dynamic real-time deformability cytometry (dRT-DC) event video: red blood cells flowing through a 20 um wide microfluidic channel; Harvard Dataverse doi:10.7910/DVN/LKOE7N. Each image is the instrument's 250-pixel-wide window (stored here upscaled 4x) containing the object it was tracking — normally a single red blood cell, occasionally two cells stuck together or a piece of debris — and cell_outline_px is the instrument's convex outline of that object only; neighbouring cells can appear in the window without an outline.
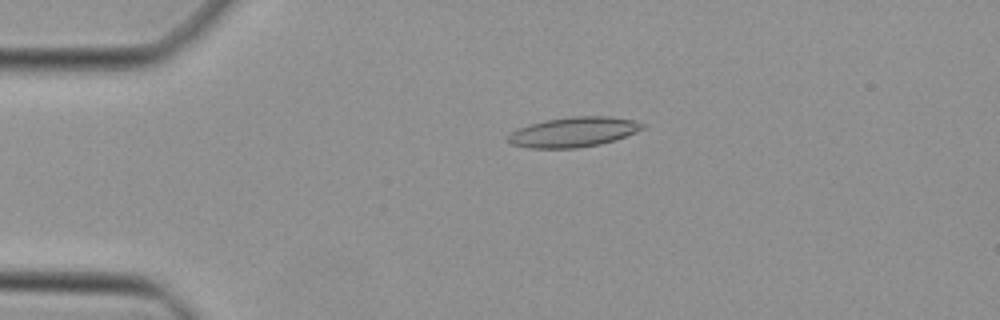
{"species": "Egyptian fruit bat (a non-hibernating species)", "species_latin": "Rousettus aegyptiacus", "temperature_condition": "cold", "stored_images_in_passage": 38, "camera_frame_rate_fps": 3000, "um_per_image_px": 0.085, "animal": {"sex": "female"}, "frame": {"image": 1, "passage_image": 1, "time_ms": 0.0, "image_size_px": [1000, 320], "cell_outline_px": [[644, 128], [636, 132], [616, 140], [600, 144], [576, 148], [528, 148], [512, 144], [504, 140], [508, 132], [528, 124], [544, 120], [572, 116], [608, 116], [632, 120], [644, 124]], "centroid_in_image_um": [48.67, 11.22], "position_along_channel_um": 36.3, "area_um2": 23.7}}
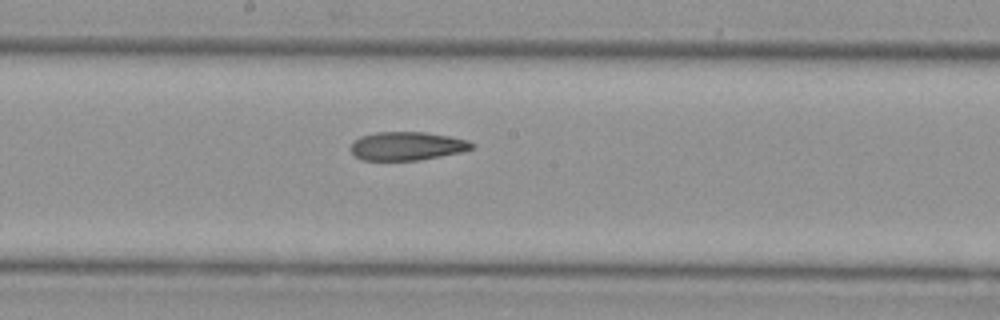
{"frame": {"image": 2, "passage_image": 16, "time_ms": 5.0, "image_size_px": [1000, 320], "cell_outline_px": [[476, 144], [472, 148], [460, 152], [420, 160], [360, 160], [348, 148], [352, 140], [360, 136], [376, 132], [424, 132], [448, 136], [468, 140]], "centroid_in_image_um": [34.54, 12.41], "position_along_channel_um": 213.7, "area_um2": 20.23}}
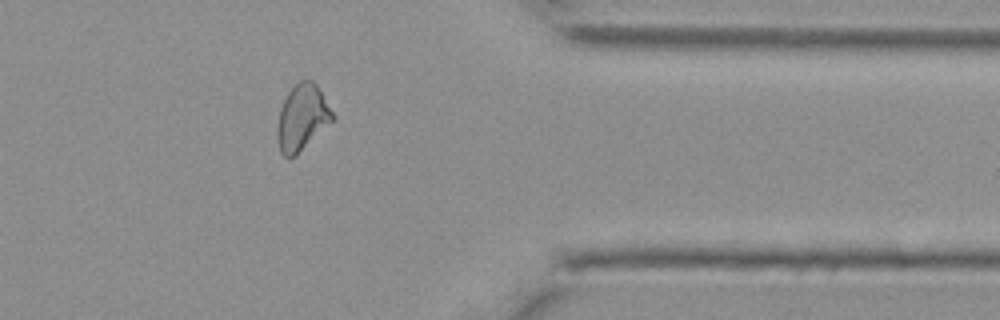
{"frame": {"image": 3, "passage_image": 29, "time_ms": 9.333, "image_size_px": [1000, 320], "cell_outline_px": [[336, 116], [296, 156], [284, 156], [280, 152], [276, 136], [276, 128], [280, 108], [288, 92], [300, 80], [312, 80], [316, 84]], "centroid_in_image_um": [25.66, 9.99], "position_along_channel_um": 385.7, "area_um2": 21.04}}